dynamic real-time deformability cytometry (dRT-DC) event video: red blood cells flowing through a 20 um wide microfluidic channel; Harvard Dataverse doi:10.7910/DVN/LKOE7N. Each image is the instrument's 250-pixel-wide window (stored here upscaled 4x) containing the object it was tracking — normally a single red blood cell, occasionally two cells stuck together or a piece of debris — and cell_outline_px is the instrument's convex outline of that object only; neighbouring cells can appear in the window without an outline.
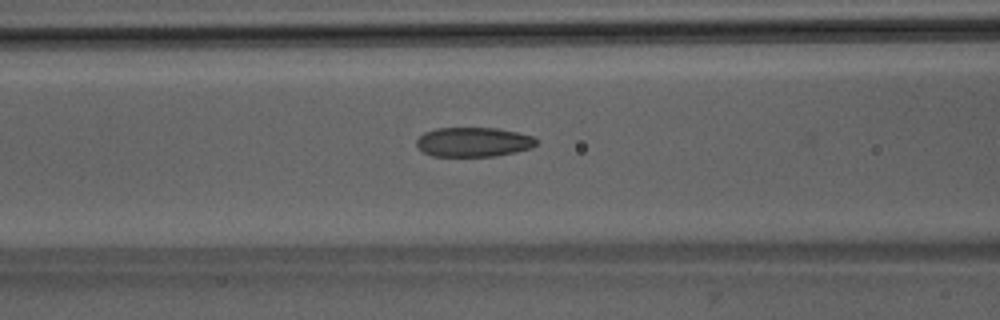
{"species": "Egyptian fruit bat (a non-hibernating species)", "species_latin": "Rousettus aegyptiacus", "temperature_condition": "room temperature", "stored_images_in_passage": 51, "camera_frame_rate_fps": 3000, "um_per_image_px": 0.085, "animal": {"sex": "male"}, "frame": {"image": 1, "passage_image": 21, "time_ms": 6.667, "image_size_px": [1000, 320], "cell_outline_px": [[536, 144], [532, 148], [516, 152], [496, 156], [432, 156], [424, 152], [416, 144], [416, 140], [424, 132], [436, 128], [496, 128], [516, 132], [532, 136], [536, 140]], "centroid_in_image_um": [40.24, 12.07], "position_along_channel_um": 126.4, "area_um2": 20.52}}
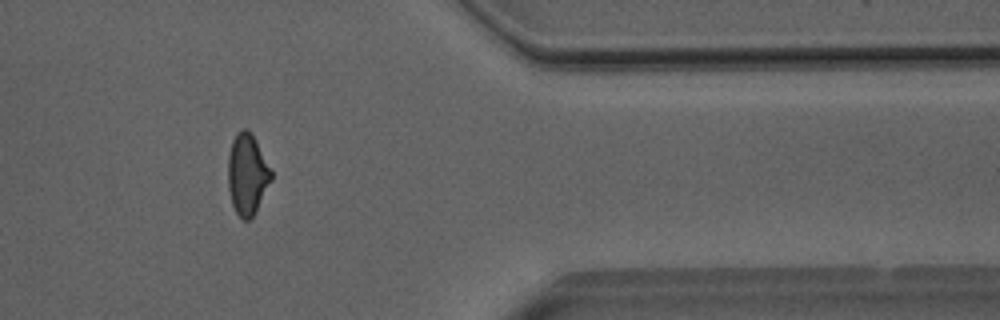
{"frame": {"image": 2, "passage_image": 42, "time_ms": 13.667, "image_size_px": [1000, 320], "cell_outline_px": [[272, 180], [256, 212], [248, 220], [244, 220], [236, 212], [232, 204], [228, 188], [228, 156], [232, 140], [236, 132], [240, 128], [248, 128], [252, 132], [272, 172]], "centroid_in_image_um": [21.01, 14.78], "position_along_channel_um": 390.4, "area_um2": 20.58}}
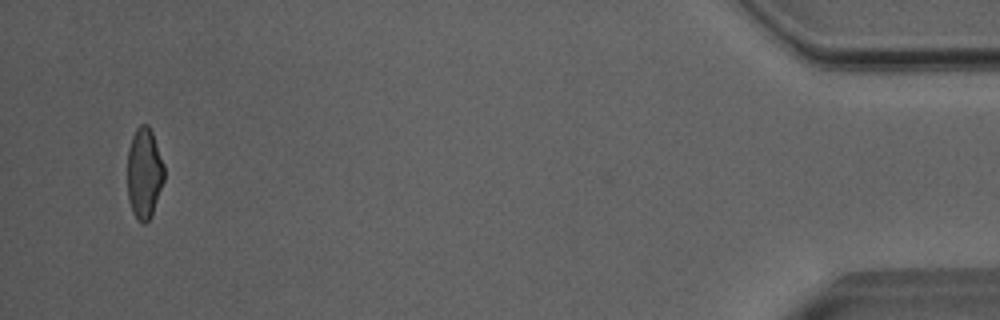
{"frame": {"image": 3, "passage_image": 49, "time_ms": 16.0, "image_size_px": [1000, 320], "cell_outline_px": [[164, 180], [152, 216], [144, 224], [140, 224], [132, 212], [128, 200], [128, 148], [132, 136], [136, 128], [140, 124], [148, 124], [152, 132], [164, 164]], "centroid_in_image_um": [12.26, 14.74], "position_along_channel_um": 422.9, "area_um2": 19.65}, "authors_computed_cell_mechanics": {"area_um2": 20.9236, "velocity_mm_per_s": 4.05, "shape_relaxation_time_tau1_ms": 5.0532, "shape_relaxation_time_tau2_ms": 1.6767, "deformation_change_tau1": 0.1507, "deformation_change_tau2": 0.084}}